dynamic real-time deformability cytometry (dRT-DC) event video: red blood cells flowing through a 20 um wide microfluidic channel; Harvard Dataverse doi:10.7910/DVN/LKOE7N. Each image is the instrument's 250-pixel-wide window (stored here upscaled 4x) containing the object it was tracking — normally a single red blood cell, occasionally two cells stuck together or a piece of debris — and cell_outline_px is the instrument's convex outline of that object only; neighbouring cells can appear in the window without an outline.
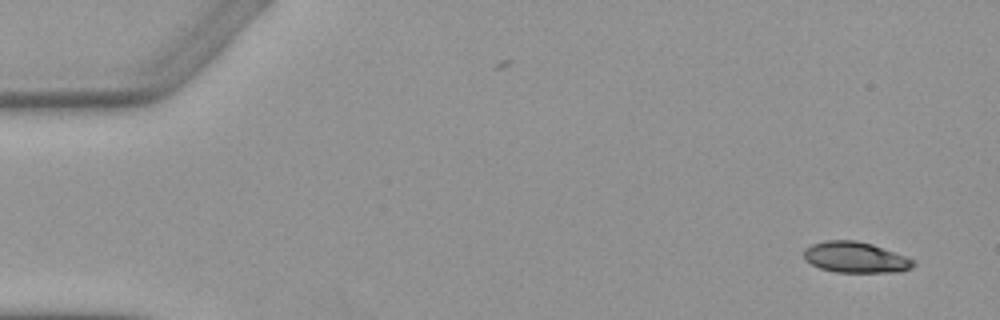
{"species": "Egyptian fruit bat (a non-hibernating species)", "species_latin": "Rousettus aegyptiacus", "temperature_condition": "warm", "stored_images_in_passage": 5, "segment_of_instrument_passage": [1, 2], "camera_frame_rate_fps": 3000, "um_per_image_px": 0.085, "animal": {"sex": "female"}, "frame": {"image": 1, "passage_image": 1, "time_ms": 0.0, "image_size_px": [1000, 320], "cell_outline_px": [[916, 264], [912, 268], [900, 272], [836, 272], [820, 268], [804, 260], [804, 248], [812, 244], [824, 240], [856, 240], [872, 244], [916, 260]], "centroid_in_image_um": [72.72, 21.87], "position_along_channel_um": 12.3, "area_um2": 19.83}}